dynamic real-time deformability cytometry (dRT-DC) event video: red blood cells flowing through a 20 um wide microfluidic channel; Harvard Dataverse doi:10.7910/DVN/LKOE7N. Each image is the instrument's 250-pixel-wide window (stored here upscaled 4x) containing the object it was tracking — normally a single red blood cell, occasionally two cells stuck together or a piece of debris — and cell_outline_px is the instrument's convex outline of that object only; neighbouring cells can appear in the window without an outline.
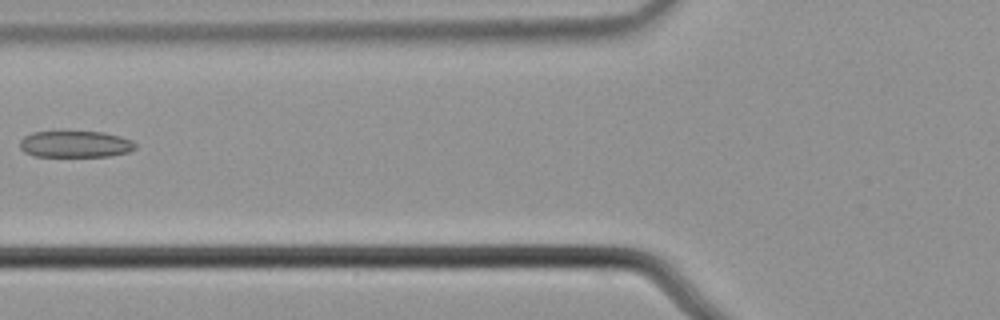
{"species": "common noctule bat (a hibernating species)", "species_latin": "Nyctalus noctula", "temperature_condition": "cold", "stored_images_in_passage": 7, "camera_frame_rate_fps": 3000, "um_per_image_px": 0.085, "animal": {"sex": "male", "body_mass_g": 21.5, "forearm_length_mm": 52.0}, "frame": {"image": 1, "passage_image": 7, "time_ms": 2.0, "image_size_px": [1000, 320], "cell_outline_px": [[136, 148], [128, 152], [108, 156], [36, 156], [24, 152], [20, 148], [20, 140], [24, 136], [32, 132], [104, 132], [120, 136], [132, 140], [136, 144]], "centroid_in_image_um": [6.4, 12.25], "position_along_channel_um": 119.4, "area_um2": 17.8}}